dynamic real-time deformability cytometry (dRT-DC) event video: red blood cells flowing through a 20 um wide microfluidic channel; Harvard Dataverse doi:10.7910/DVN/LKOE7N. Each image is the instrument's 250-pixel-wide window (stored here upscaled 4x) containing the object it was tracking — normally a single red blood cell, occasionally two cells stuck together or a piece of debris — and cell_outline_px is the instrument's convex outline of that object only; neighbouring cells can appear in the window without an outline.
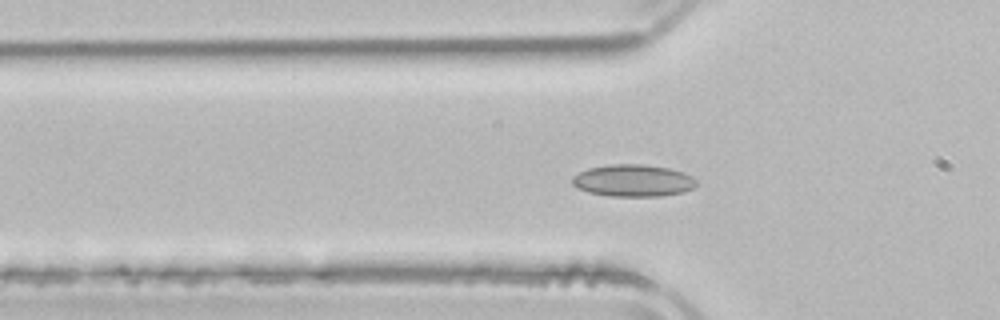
{"species": "common noctule bat (a hibernating species)", "species_latin": "Nyctalus noctula", "temperature_condition": "room temperature", "stored_images_in_passage": 53, "camera_frame_rate_fps": 3000, "um_per_image_px": 0.085, "animal": {"sex": "male", "body_mass_g": 21.5, "forearm_length_mm": 52.0}, "frame": {"image": 1, "passage_image": 17, "time_ms": 5.333, "image_size_px": [1000, 320], "cell_outline_px": [[696, 184], [692, 188], [684, 192], [660, 196], [608, 196], [588, 192], [576, 188], [572, 184], [572, 176], [588, 168], [608, 164], [644, 164], [668, 168], [692, 176], [696, 180]], "centroid_in_image_um": [53.77, 15.35], "position_along_channel_um": 72.0, "area_um2": 23.24}}
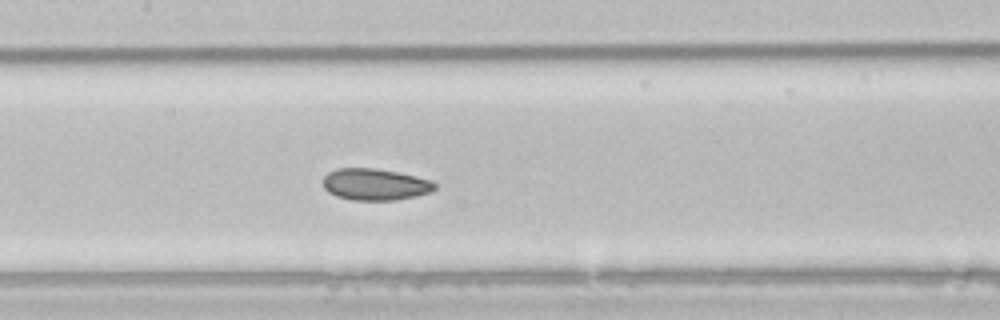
{"frame": {"image": 2, "passage_image": 25, "time_ms": 8.0, "image_size_px": [1000, 320], "cell_outline_px": [[436, 188], [432, 192], [416, 196], [396, 200], [352, 200], [336, 196], [328, 192], [324, 188], [324, 176], [328, 172], [336, 168], [372, 168], [396, 172], [416, 176], [432, 180], [436, 184]], "centroid_in_image_um": [31.9, 15.68], "position_along_channel_um": 175.5, "area_um2": 20.69}}
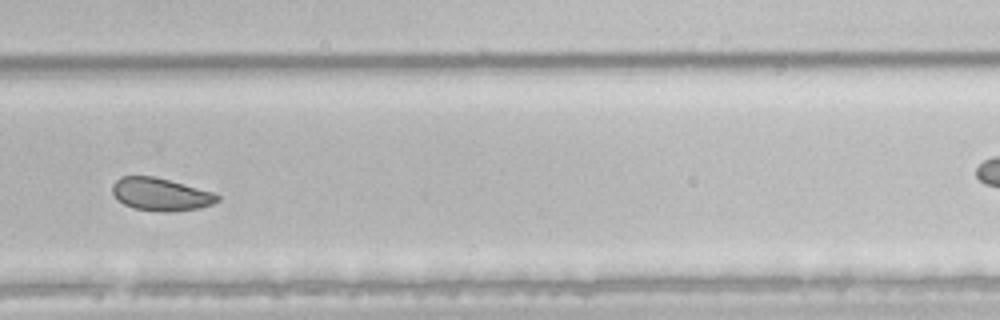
{"frame": {"image": 3, "passage_image": 36, "time_ms": 11.667, "image_size_px": [1000, 320], "cell_outline_px": [[220, 200], [212, 204], [200, 208], [172, 212], [164, 212], [132, 208], [124, 204], [112, 192], [112, 184], [120, 176], [152, 176], [168, 180], [212, 192], [220, 196]], "centroid_in_image_um": [13.65, 16.53], "position_along_channel_um": 316.1, "area_um2": 19.88}, "authors_computed_cell_mechanics": {"area_um2": 22.831, "velocity_mm_per_s": 3.8578, "shape_relaxation_time_tau1_ms": 8.3048, "shape_relaxation_time_tau2_ms": 2.3971, "deformation_change_tau1": 0.1076, "deformation_change_tau2": 0.0551}}